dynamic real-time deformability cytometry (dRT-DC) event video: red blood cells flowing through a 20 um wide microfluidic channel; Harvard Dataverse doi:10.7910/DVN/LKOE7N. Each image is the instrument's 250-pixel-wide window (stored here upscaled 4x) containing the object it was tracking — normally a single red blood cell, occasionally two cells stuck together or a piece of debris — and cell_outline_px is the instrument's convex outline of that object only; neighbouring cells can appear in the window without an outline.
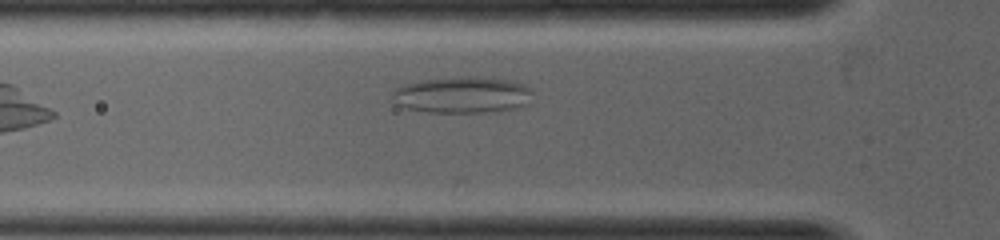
{"species": "common noctule bat (a hibernating species)", "species_latin": "Nyctalus noctula", "temperature_condition": "warm", "stored_images_in_passage": 7, "camera_frame_rate_fps": 5000, "um_per_image_px": 0.085, "animal": {"sex": "female", "body_mass_g": 19.0, "forearm_length_mm": 53.3}, "frame": {"image": 1, "passage_image": 2, "time_ms": 0.2, "image_size_px": [1000, 240], "cell_outline_px": [[532, 92], [528, 104], [520, 108], [496, 112], [428, 112], [408, 108], [396, 104], [392, 96], [392, 92], [396, 88], [404, 84], [420, 80], [456, 76], [476, 76], [512, 80], [524, 84], [532, 88]], "centroid_in_image_um": [39.35, 8.05], "position_along_channel_um": 86.4, "area_um2": 30.35}}